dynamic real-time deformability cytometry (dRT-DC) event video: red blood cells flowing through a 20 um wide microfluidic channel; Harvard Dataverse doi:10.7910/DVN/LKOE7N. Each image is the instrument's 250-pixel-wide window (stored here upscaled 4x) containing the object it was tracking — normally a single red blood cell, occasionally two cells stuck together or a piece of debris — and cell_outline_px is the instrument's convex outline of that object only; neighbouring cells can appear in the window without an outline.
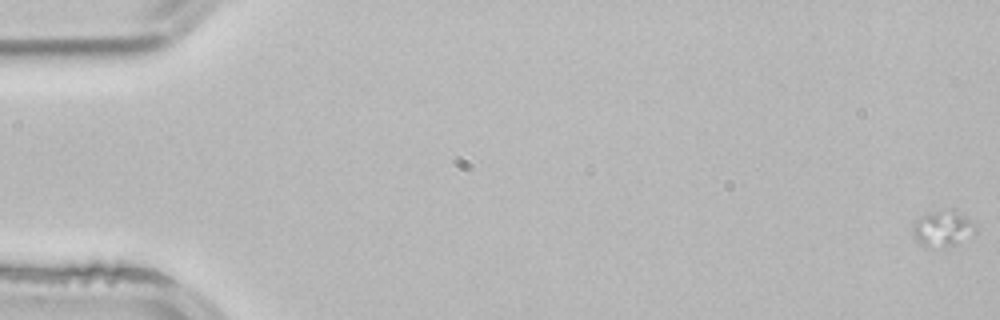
{"species": "common noctule bat (a hibernating species)", "species_latin": "Nyctalus noctula", "temperature_condition": "room temperature", "stored_images_in_passage": 19, "camera_frame_rate_fps": 3000, "um_per_image_px": 0.085, "animal": {"sex": "male", "body_mass_g": 21.5, "forearm_length_mm": 52.0}, "frame": {"image": 1, "passage_image": 1, "time_ms": 0.0, "image_size_px": [1000, 320], "cell_outline_px": [[976, 232], [948, 248], [932, 248], [920, 244], [916, 240], [912, 232], [912, 224], [920, 216], [940, 208], [952, 208], [960, 212], [976, 224]], "centroid_in_image_um": [80.12, 19.4], "position_along_channel_um": 4.9, "area_um2": 13.64}}
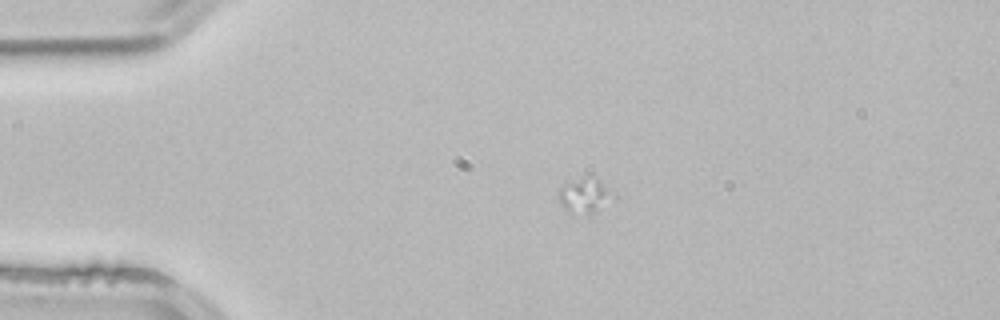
{"frame": {"image": 2, "passage_image": 13, "time_ms": 4.0, "image_size_px": [1000, 320], "cell_outline_px": [[616, 200], [588, 212], [568, 212], [560, 204], [556, 196], [556, 192], [560, 188], [568, 184], [596, 176], [616, 192]], "centroid_in_image_um": [49.77, 16.6], "position_along_channel_um": 35.2, "area_um2": 10.87}}